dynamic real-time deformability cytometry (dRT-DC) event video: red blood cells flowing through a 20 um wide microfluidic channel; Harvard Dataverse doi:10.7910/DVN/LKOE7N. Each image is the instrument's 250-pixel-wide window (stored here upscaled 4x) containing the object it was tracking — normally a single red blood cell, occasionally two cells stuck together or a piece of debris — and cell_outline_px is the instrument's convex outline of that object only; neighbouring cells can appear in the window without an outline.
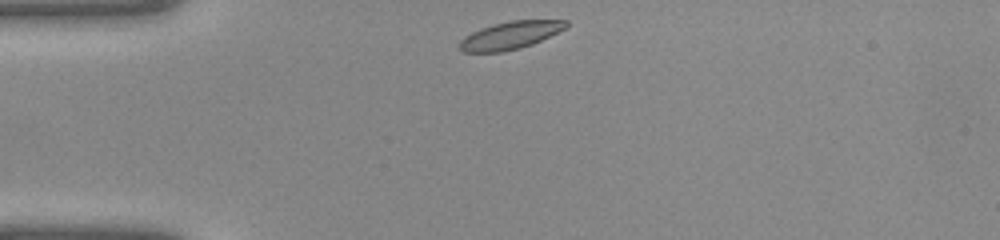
{"species": "common noctule bat (a hibernating species)", "species_latin": "Nyctalus noctula", "temperature_condition": "warm", "stored_images_in_passage": 32, "camera_frame_rate_fps": 3000, "um_per_image_px": 0.085, "animal": {"sex": "female", "body_mass_g": 22.0, "forearm_length_mm": 56.7}, "frame": {"image": 1, "passage_image": 1, "time_ms": 0.0, "image_size_px": [1000, 240], "cell_outline_px": [[568, 24], [564, 28], [532, 44], [520, 48], [500, 52], [464, 52], [460, 48], [460, 40], [464, 36], [480, 28], [492, 24], [512, 20], [568, 20]], "centroid_in_image_um": [43.33, 2.99], "position_along_channel_um": 41.7, "area_um2": 16.94}}
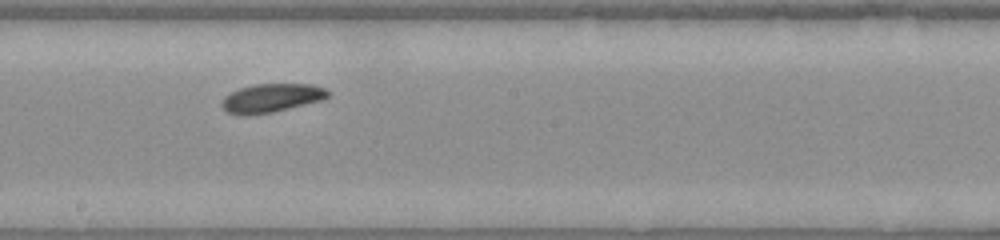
{"frame": {"image": 2, "passage_image": 14, "time_ms": 4.333, "image_size_px": [1000, 240], "cell_outline_px": [[328, 96], [320, 100], [272, 112], [244, 116], [228, 112], [220, 104], [224, 96], [240, 88], [256, 84], [312, 84], [324, 88], [328, 92]], "centroid_in_image_um": [23.03, 8.33], "position_along_channel_um": 225.2, "area_um2": 17.4}}
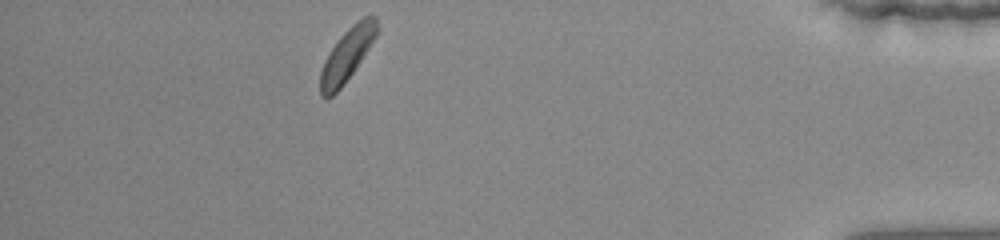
{"frame": {"image": 3, "passage_image": 28, "time_ms": 9.0, "image_size_px": [1000, 240], "cell_outline_px": [[376, 36], [352, 72], [340, 88], [332, 96], [324, 100], [320, 96], [320, 72], [324, 60], [328, 52], [340, 36], [356, 20], [372, 12], [376, 16]], "centroid_in_image_um": [29.46, 4.64], "position_along_channel_um": 405.7, "area_um2": 17.28}}